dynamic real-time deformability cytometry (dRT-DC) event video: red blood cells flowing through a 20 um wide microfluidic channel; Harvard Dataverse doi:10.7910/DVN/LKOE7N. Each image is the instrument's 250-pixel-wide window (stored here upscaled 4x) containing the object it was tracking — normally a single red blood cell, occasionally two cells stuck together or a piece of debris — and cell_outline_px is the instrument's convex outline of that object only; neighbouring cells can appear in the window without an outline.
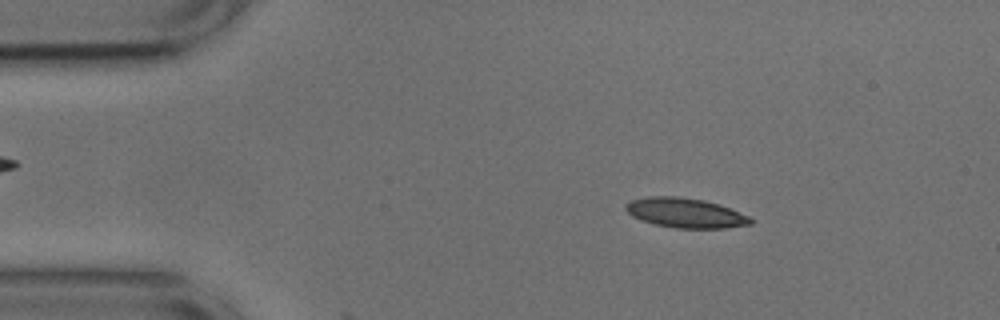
{"species": "common noctule bat (a hibernating species)", "species_latin": "Nyctalus noctula", "temperature_condition": "cold", "stored_images_in_passage": 9, "camera_frame_rate_fps": 3000, "um_per_image_px": 0.085, "animal": {"sex": "male", "body_mass_g": 17.9, "forearm_length_mm": 54.2}, "frame": {"image": 1, "passage_image": 7, "time_ms": 2.0, "image_size_px": [1000, 320], "cell_outline_px": [[752, 224], [728, 228], [676, 228], [656, 224], [632, 216], [624, 208], [624, 204], [632, 200], [648, 196], [676, 196], [704, 200], [720, 204], [752, 216]], "centroid_in_image_um": [58.31, 18.09], "position_along_channel_um": 26.7, "area_um2": 21.73}}